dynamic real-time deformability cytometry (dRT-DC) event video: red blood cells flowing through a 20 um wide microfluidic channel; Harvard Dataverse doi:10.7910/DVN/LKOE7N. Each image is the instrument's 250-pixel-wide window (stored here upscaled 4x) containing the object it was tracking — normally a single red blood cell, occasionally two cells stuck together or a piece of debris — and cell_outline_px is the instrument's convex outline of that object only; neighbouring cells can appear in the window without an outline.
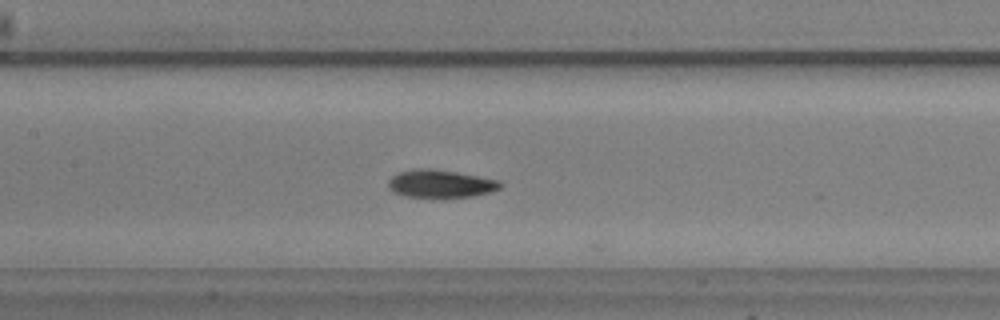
{"species": "common noctule bat (a hibernating species)", "species_latin": "Nyctalus noctula", "temperature_condition": "warm", "stored_images_in_passage": 14, "camera_frame_rate_fps": 3000, "um_per_image_px": 0.085, "animal": {"sex": "male", "body_mass_g": 20.5, "forearm_length_mm": 52.5}, "frame": {"image": 1, "passage_image": 9, "time_ms": 2.667, "image_size_px": [1000, 320], "cell_outline_px": [[504, 184], [500, 188], [492, 192], [472, 196], [444, 200], [404, 196], [392, 192], [388, 188], [388, 180], [396, 172], [412, 168], [428, 168], [456, 172], [500, 180]], "centroid_in_image_um": [37.42, 15.65], "position_along_channel_um": 170.0, "area_um2": 19.13}}